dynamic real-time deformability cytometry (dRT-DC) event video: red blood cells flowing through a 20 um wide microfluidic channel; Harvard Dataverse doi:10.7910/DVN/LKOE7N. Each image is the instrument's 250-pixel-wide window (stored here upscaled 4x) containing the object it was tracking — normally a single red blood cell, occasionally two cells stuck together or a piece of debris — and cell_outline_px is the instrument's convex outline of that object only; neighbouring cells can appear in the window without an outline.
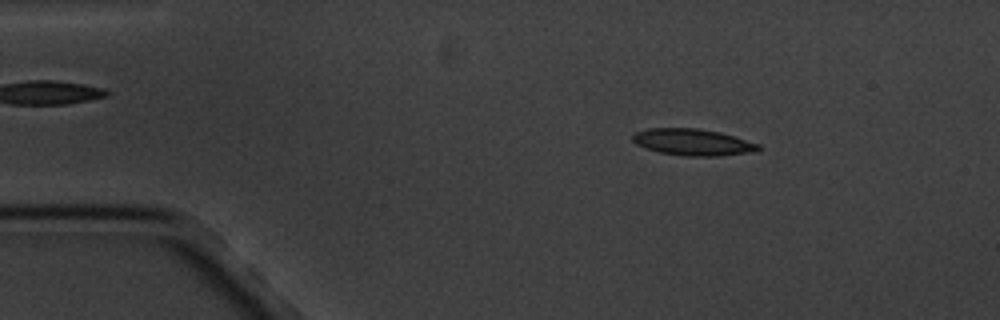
{"species": "common noctule bat (a hibernating species)", "species_latin": "Nyctalus noctula", "temperature_condition": "cold", "stored_images_in_passage": 5, "camera_frame_rate_fps": 3000, "um_per_image_px": 0.085, "animal": {"sex": "male", "body_mass_g": 20.1, "forearm_length_mm": 53.5}, "frame": {"image": 1, "passage_image": 2, "time_ms": 1.0, "image_size_px": [1000, 320], "cell_outline_px": [[760, 148], [756, 152], [716, 156], [688, 156], [660, 152], [636, 144], [632, 140], [632, 136], [636, 132], [648, 128], [696, 128], [720, 132], [760, 144]], "centroid_in_image_um": [58.91, 12.08], "position_along_channel_um": 26.1, "area_um2": 19.36}}
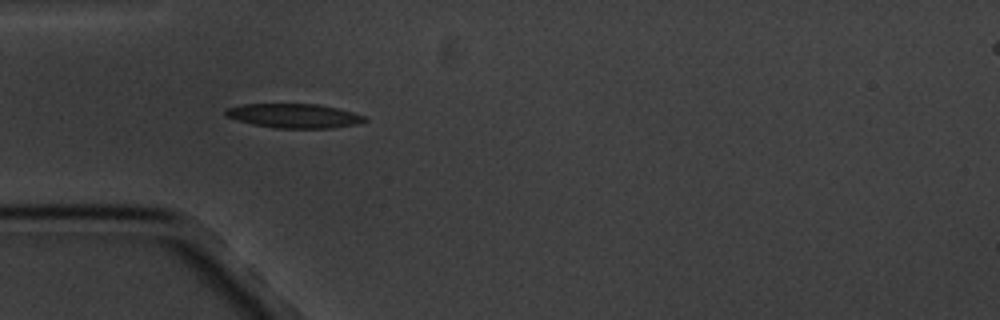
{"frame": {"image": 2, "passage_image": 4, "time_ms": 3.667, "image_size_px": [1000, 320], "cell_outline_px": [[368, 120], [356, 124], [332, 128], [276, 128], [252, 124], [224, 116], [224, 108], [244, 104], [316, 104], [336, 108], [352, 112], [364, 116]], "centroid_in_image_um": [24.94, 9.84], "position_along_channel_um": 60.1, "area_um2": 19.59}}
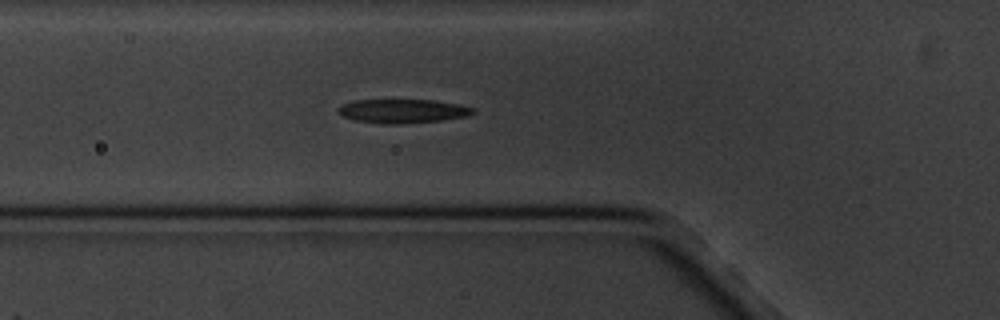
{"frame": {"image": 3, "passage_image": 5, "time_ms": 4.667, "image_size_px": [1000, 320], "cell_outline_px": [[476, 112], [468, 116], [440, 120], [400, 124], [380, 124], [356, 120], [344, 116], [336, 108], [344, 104], [356, 100], [436, 100], [460, 104], [476, 108]], "centroid_in_image_um": [34.3, 9.44], "position_along_channel_um": 91.5, "area_um2": 18.79}}